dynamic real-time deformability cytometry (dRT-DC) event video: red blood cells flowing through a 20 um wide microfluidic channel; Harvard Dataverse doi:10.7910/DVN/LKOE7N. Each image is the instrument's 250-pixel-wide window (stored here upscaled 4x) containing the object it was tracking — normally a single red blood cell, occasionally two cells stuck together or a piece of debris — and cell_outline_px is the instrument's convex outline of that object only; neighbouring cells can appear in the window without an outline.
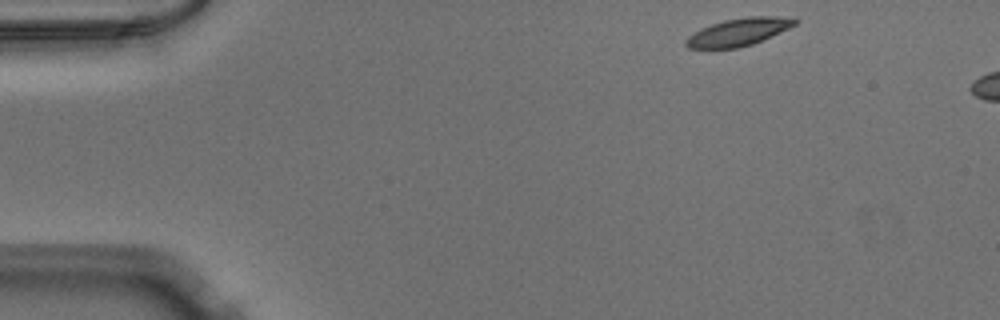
{"species": "Egyptian fruit bat (a non-hibernating species)", "species_latin": "Rousettus aegyptiacus", "temperature_condition": "warm", "stored_images_in_passage": 5, "camera_frame_rate_fps": 3000, "um_per_image_px": 0.085, "animal": {"sex": "male"}, "frame": {"image": 1, "passage_image": 1, "time_ms": 0.0, "image_size_px": [1000, 320], "cell_outline_px": [[800, 20], [796, 24], [788, 28], [752, 44], [736, 48], [688, 48], [684, 44], [684, 40], [688, 36], [700, 28], [724, 20], [748, 16], [776, 16]], "centroid_in_image_um": [62.73, 2.72], "position_along_channel_um": 22.3, "area_um2": 17.28}}